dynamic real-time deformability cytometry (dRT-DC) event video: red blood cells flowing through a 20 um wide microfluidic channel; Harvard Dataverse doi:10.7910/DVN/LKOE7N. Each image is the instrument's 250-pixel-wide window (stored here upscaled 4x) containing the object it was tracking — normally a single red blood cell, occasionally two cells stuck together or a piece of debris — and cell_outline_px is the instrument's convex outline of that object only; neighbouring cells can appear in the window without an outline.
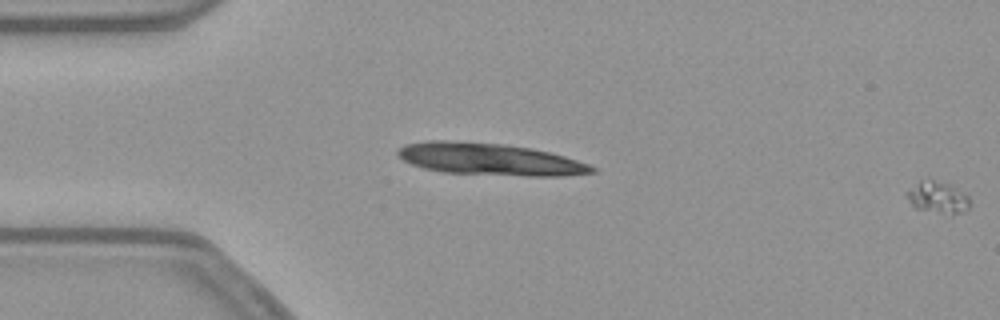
{"species": "common noctule bat (a hibernating species)", "species_latin": "Nyctalus noctula", "temperature_condition": "warm", "stored_images_in_passage": 13, "segment_of_instrument_passage": [2, 2], "camera_frame_rate_fps": 3000, "um_per_image_px": 0.085, "animal": {"sex": "female", "body_mass_g": 21.9}, "frame": {"image": 1, "passage_image": 13, "time_ms": 4.0, "image_size_px": [1000, 320], "cell_outline_px": [[968, 208], [964, 212], [952, 212], [916, 208], [908, 200], [908, 188], [920, 180], [932, 180], [948, 184], [968, 196]], "centroid_in_image_um": [79.67, 16.73], "position_along_channel_um": 5.3, "area_um2": 10.81}}